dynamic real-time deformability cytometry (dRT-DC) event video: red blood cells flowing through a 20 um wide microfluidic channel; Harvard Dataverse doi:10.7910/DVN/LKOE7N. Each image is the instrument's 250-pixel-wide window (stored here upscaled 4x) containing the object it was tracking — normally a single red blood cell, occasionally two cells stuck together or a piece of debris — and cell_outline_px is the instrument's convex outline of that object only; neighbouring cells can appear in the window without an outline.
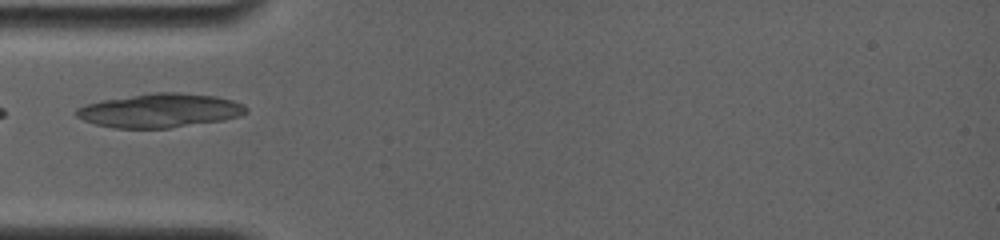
{"species": "common noctule bat (a hibernating species)", "species_latin": "Nyctalus noctula", "temperature_condition": "room temperature", "stored_images_in_passage": 4, "camera_frame_rate_fps": 4000, "um_per_image_px": 0.085, "animal": {"sex": "female", "body_mass_g": 19.0, "forearm_length_mm": 56.7}, "frame": {"image": 1, "passage_image": 2, "time_ms": 0.5, "image_size_px": [1000, 240], "cell_outline_px": [[248, 112], [240, 116], [224, 120], [168, 128], [112, 128], [96, 124], [84, 120], [76, 116], [76, 108], [88, 104], [104, 100], [156, 92], [180, 92], [216, 96], [232, 100], [244, 104], [248, 108]], "centroid_in_image_um": [13.65, 9.4], "position_along_channel_um": 71.4, "area_um2": 33.47}}